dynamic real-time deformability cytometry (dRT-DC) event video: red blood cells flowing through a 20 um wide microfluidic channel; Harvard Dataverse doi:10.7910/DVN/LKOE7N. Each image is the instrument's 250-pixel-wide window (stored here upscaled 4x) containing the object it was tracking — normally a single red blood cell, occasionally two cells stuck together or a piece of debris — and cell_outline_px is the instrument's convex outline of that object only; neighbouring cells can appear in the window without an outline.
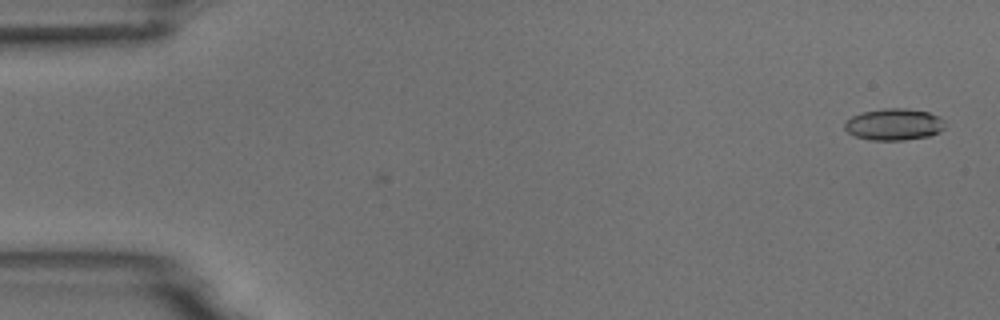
{"species": "common noctule bat (a hibernating species)", "species_latin": "Nyctalus noctula", "temperature_condition": "room temperature", "stored_images_in_passage": 22, "camera_frame_rate_fps": 3000, "um_per_image_px": 0.085, "animal": {"sex": "male", "body_mass_g": 18.8}, "frame": {"image": 1, "passage_image": 1, "time_ms": 0.0, "image_size_px": [1000, 320], "cell_outline_px": [[944, 128], [940, 132], [928, 136], [904, 140], [868, 140], [856, 136], [848, 132], [844, 128], [844, 124], [852, 116], [864, 112], [884, 108], [904, 108], [928, 112], [940, 116], [944, 120]], "centroid_in_image_um": [76.01, 10.57], "position_along_channel_um": 9.0, "area_um2": 18.5}}
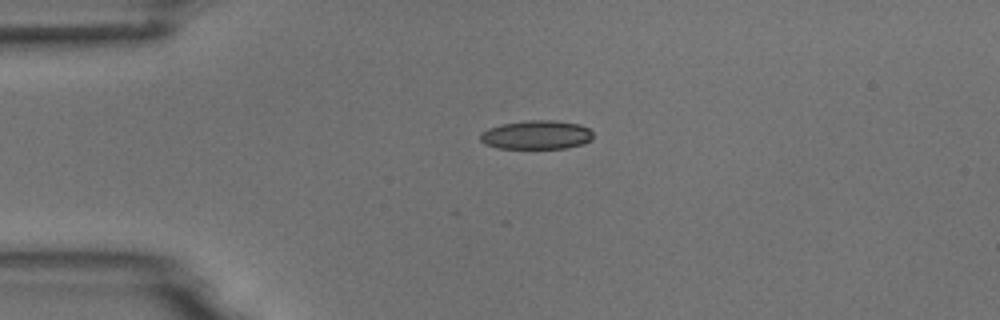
{"frame": {"image": 2, "passage_image": 12, "time_ms": 3.667, "image_size_px": [1000, 320], "cell_outline_px": [[592, 140], [584, 144], [564, 148], [496, 148], [484, 144], [480, 140], [480, 132], [488, 128], [504, 124], [528, 120], [552, 120], [580, 124], [588, 128], [592, 132]], "centroid_in_image_um": [45.6, 11.47], "position_along_channel_um": 39.4, "area_um2": 19.02}}
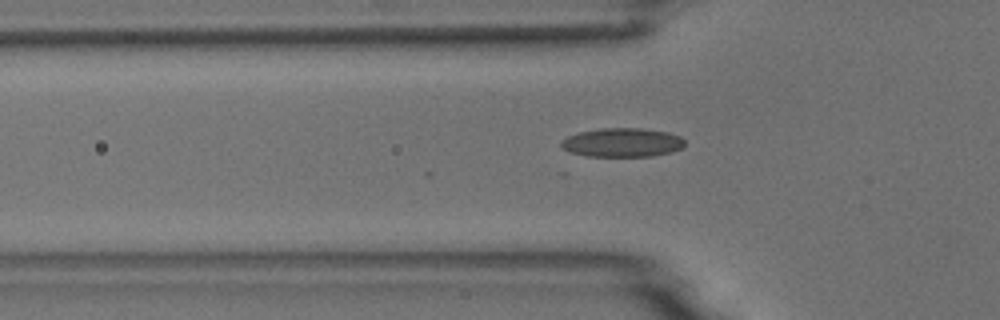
{"frame": {"image": 3, "passage_image": 17, "time_ms": 5.333, "image_size_px": [1000, 320], "cell_outline_px": [[684, 144], [680, 148], [672, 152], [652, 156], [588, 156], [572, 152], [564, 148], [560, 144], [568, 136], [580, 132], [600, 128], [640, 128], [668, 132], [680, 136], [684, 140]], "centroid_in_image_um": [52.93, 12.11], "position_along_channel_um": 72.9, "area_um2": 20.58}}